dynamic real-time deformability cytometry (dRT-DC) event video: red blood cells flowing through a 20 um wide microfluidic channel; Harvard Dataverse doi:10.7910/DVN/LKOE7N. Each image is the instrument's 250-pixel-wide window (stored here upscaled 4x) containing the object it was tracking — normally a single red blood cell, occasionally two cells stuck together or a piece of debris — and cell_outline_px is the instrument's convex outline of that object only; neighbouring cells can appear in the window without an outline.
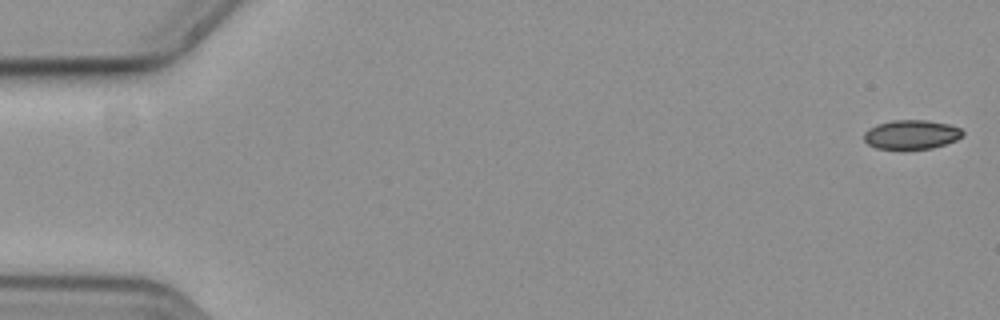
{"species": "common noctule bat (a hibernating species)", "species_latin": "Nyctalus noctula", "temperature_condition": "cold", "stored_images_in_passage": 5, "camera_frame_rate_fps": 3000, "um_per_image_px": 0.085, "animal": {"sex": "female", "body_mass_g": 19.3, "forearm_length_mm": 54.1}, "frame": {"image": 1, "passage_image": 1, "time_ms": 0.0, "image_size_px": [1000, 320], "cell_outline_px": [[964, 136], [956, 140], [932, 148], [900, 152], [876, 148], [868, 144], [864, 140], [864, 132], [868, 128], [876, 124], [892, 120], [928, 120], [948, 124], [960, 128], [964, 132]], "centroid_in_image_um": [77.43, 11.47], "position_along_channel_um": 7.6, "area_um2": 17.51}}